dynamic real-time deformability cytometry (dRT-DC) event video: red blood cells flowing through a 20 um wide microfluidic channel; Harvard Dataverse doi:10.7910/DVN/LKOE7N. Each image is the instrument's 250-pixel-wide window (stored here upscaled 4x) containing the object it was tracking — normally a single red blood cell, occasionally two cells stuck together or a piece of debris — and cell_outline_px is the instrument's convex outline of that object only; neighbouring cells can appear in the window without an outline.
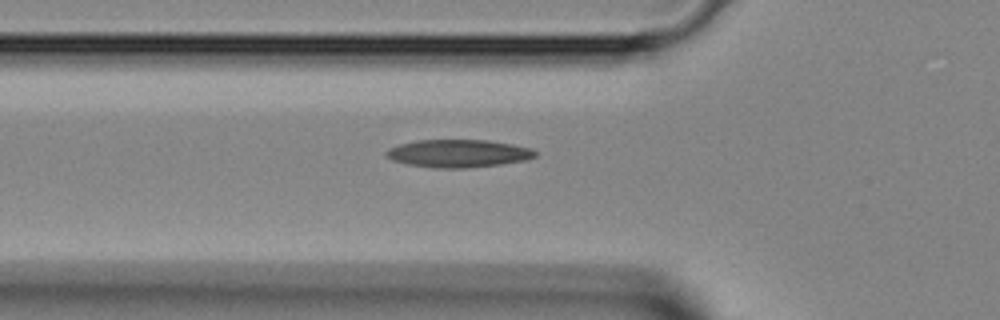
{"species": "Egyptian fruit bat (a non-hibernating species)", "species_latin": "Rousettus aegyptiacus", "temperature_condition": "room temperature", "stored_images_in_passage": 33, "segment_of_instrument_passage": [1, 2], "camera_frame_rate_fps": 3000, "um_per_image_px": 0.085, "animal": {"sex": "female"}, "frame": {"image": 1, "passage_image": 3, "time_ms": 0.667, "image_size_px": [1000, 320], "cell_outline_px": [[536, 156], [528, 160], [500, 164], [464, 168], [432, 168], [408, 164], [392, 160], [384, 152], [388, 148], [400, 144], [416, 140], [488, 140], [512, 144], [532, 148], [536, 152]], "centroid_in_image_um": [38.96, 13.04], "position_along_channel_um": 86.8, "area_um2": 24.16}}
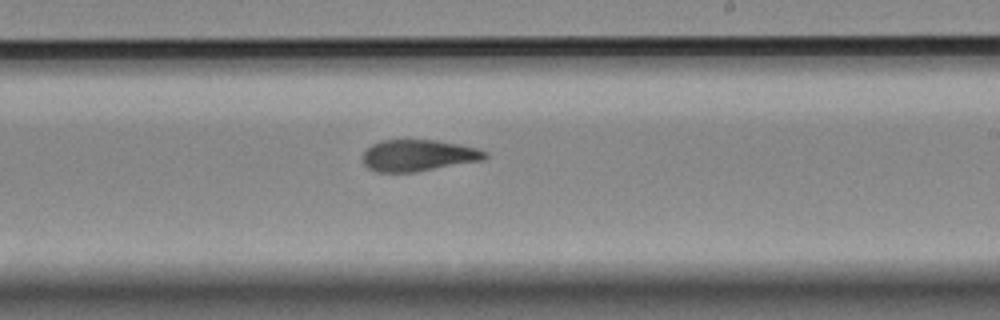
{"frame": {"image": 2, "passage_image": 14, "time_ms": 4.333, "image_size_px": [1000, 320], "cell_outline_px": [[488, 156], [484, 160], [416, 172], [376, 172], [368, 168], [364, 164], [360, 156], [372, 144], [380, 140], [436, 140], [460, 144], [476, 148], [488, 152]], "centroid_in_image_um": [35.55, 13.21], "position_along_channel_um": 253.5, "area_um2": 22.72}}
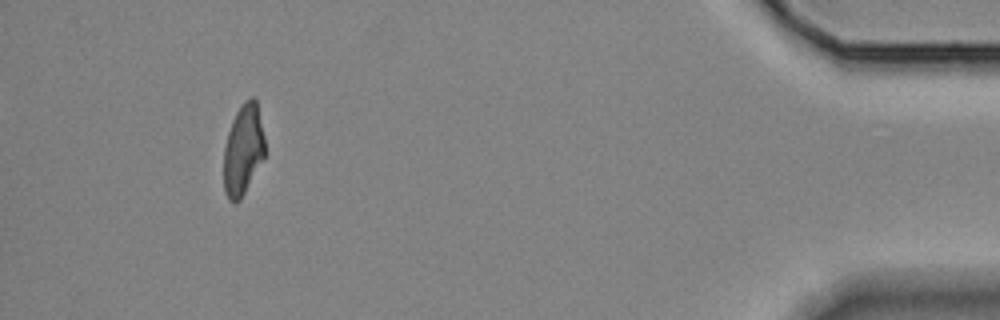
{"frame": {"image": 3, "passage_image": 29, "time_ms": 9.333, "image_size_px": [1000, 320], "cell_outline_px": [[264, 160], [240, 200], [236, 204], [232, 204], [228, 200], [224, 192], [224, 148], [228, 132], [232, 120], [240, 104], [244, 100], [252, 96], [256, 100], [264, 136]], "centroid_in_image_um": [20.66, 12.77], "position_along_channel_um": 414.5, "area_um2": 22.02}}